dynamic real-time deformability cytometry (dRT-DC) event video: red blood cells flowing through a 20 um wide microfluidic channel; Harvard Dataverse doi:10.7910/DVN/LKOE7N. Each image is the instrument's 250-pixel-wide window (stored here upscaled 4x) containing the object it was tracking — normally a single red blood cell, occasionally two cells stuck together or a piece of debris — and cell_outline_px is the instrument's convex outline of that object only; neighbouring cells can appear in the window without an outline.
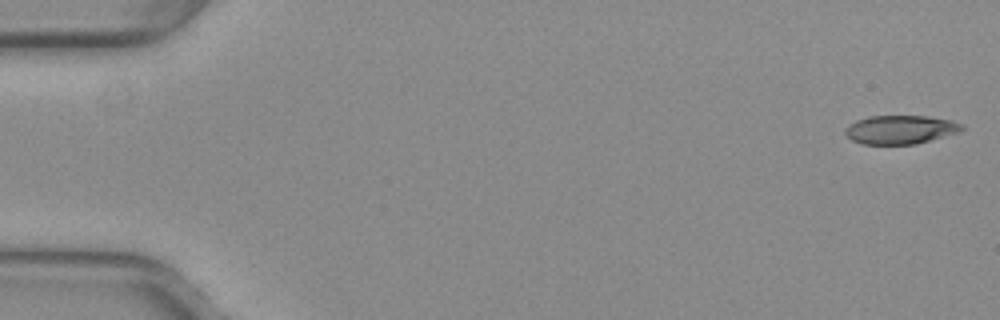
{"species": "common noctule bat (a hibernating species)", "species_latin": "Nyctalus noctula", "temperature_condition": "warm", "stored_images_in_passage": 50, "camera_frame_rate_fps": 3000, "um_per_image_px": 0.085, "animal": {"sex": "female", "body_mass_g": 29.2, "forearm_length_mm": 56.3}, "frame": {"image": 1, "passage_image": 1, "time_ms": 0.0, "image_size_px": [1000, 320], "cell_outline_px": [[964, 128], [960, 132], [916, 144], [864, 144], [852, 140], [844, 132], [844, 128], [848, 124], [856, 120], [868, 116], [928, 116], [952, 120], [964, 124]], "centroid_in_image_um": [76.55, 11.01], "position_along_channel_um": 8.5, "area_um2": 19.65}}
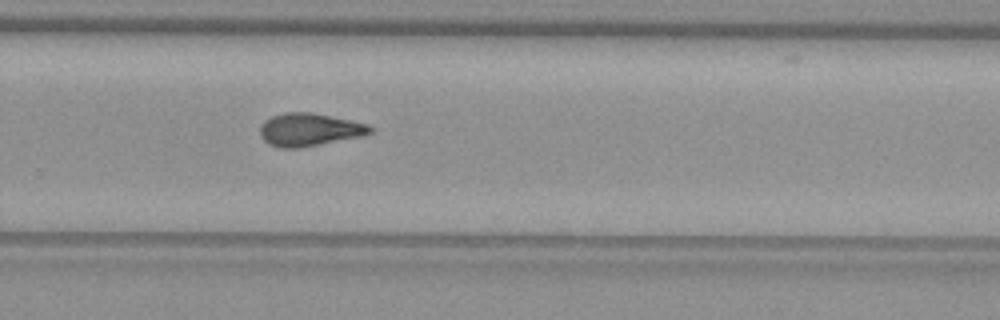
{"frame": {"image": 2, "passage_image": 35, "time_ms": 11.333, "image_size_px": [1000, 320], "cell_outline_px": [[372, 132], [360, 136], [300, 148], [280, 148], [268, 144], [260, 136], [260, 128], [264, 120], [272, 116], [284, 112], [312, 112], [368, 124], [372, 128]], "centroid_in_image_um": [26.25, 11.02], "position_along_channel_um": 303.6, "area_um2": 20.98}}
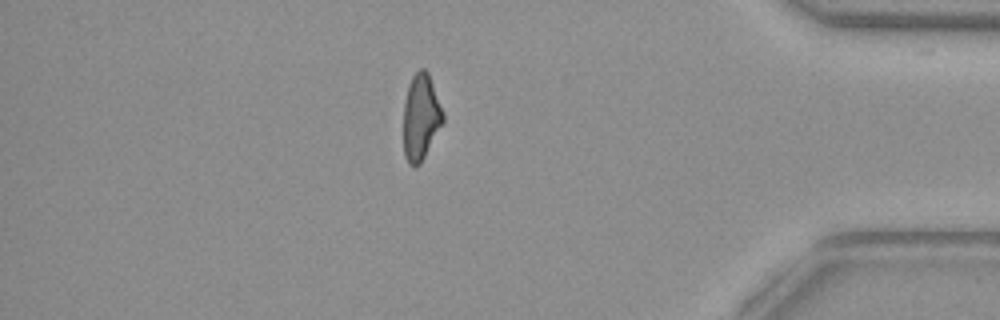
{"frame": {"image": 3, "passage_image": 45, "time_ms": 14.667, "image_size_px": [1000, 320], "cell_outline_px": [[444, 120], [420, 164], [412, 168], [408, 164], [404, 156], [404, 104], [408, 84], [412, 76], [420, 68], [424, 68], [428, 72], [444, 112]], "centroid_in_image_um": [35.76, 9.95], "position_along_channel_um": 399.4, "area_um2": 19.83}}